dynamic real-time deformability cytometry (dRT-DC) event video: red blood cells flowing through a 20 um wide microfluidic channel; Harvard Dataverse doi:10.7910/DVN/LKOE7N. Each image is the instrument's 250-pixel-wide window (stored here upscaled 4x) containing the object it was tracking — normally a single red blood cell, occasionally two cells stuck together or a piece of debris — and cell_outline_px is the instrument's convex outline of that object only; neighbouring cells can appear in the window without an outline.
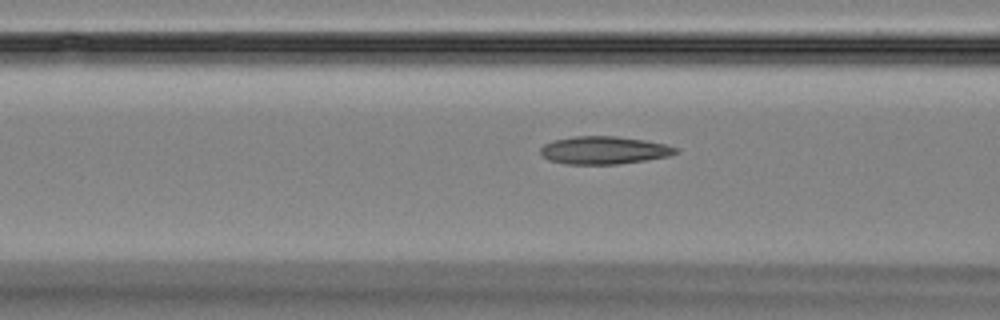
{"species": "Egyptian fruit bat (a non-hibernating species)", "species_latin": "Rousettus aegyptiacus", "temperature_condition": "room temperature", "stored_images_in_passage": 35, "camera_frame_rate_fps": 3000, "um_per_image_px": 0.085, "animal": {"sex": "female"}, "frame": {"image": 1, "passage_image": 11, "time_ms": 3.333, "image_size_px": [1000, 320], "cell_outline_px": [[680, 152], [668, 156], [644, 160], [616, 164], [568, 164], [548, 160], [540, 152], [540, 148], [544, 144], [552, 140], [576, 136], [616, 136], [644, 140], [664, 144], [680, 148]], "centroid_in_image_um": [51.34, 12.76], "position_along_channel_um": 115.3, "area_um2": 21.85}}
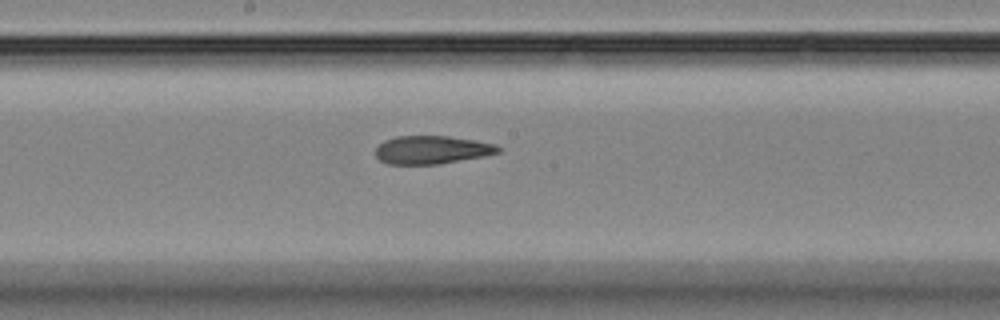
{"frame": {"image": 2, "passage_image": 19, "time_ms": 6.0, "image_size_px": [1000, 320], "cell_outline_px": [[504, 148], [500, 152], [484, 156], [436, 164], [388, 164], [380, 160], [376, 156], [376, 148], [384, 140], [396, 136], [448, 136], [476, 140], [496, 144]], "centroid_in_image_um": [36.74, 12.73], "position_along_channel_um": 211.5, "area_um2": 20.17}}
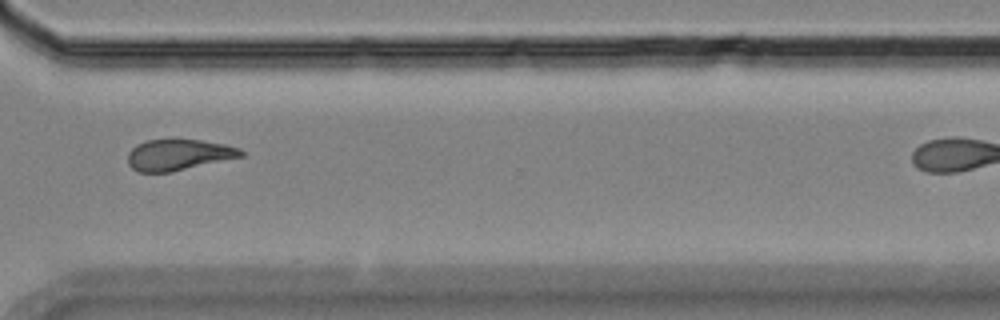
{"frame": {"image": 3, "passage_image": 31, "time_ms": 10.0, "image_size_px": [1000, 320], "cell_outline_px": [[244, 156], [172, 172], [140, 172], [132, 168], [128, 164], [128, 152], [136, 144], [148, 140], [200, 140], [224, 144], [240, 148], [244, 152]], "centroid_in_image_um": [15.18, 13.16], "position_along_channel_um": 355.4, "area_um2": 20.4}}